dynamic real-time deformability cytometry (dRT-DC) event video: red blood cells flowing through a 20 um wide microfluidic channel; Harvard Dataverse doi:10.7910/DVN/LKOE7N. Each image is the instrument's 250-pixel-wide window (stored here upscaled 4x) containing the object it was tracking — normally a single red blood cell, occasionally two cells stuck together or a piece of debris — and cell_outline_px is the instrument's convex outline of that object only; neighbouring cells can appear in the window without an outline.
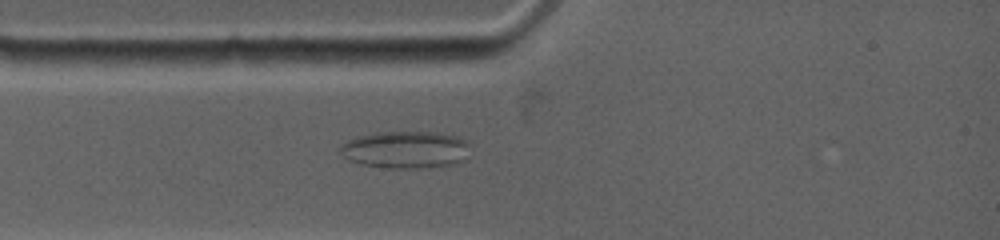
{"species": "common noctule bat (a hibernating species)", "species_latin": "Nyctalus noctula", "temperature_condition": "warm", "stored_images_in_passage": 9, "camera_frame_rate_fps": 4500, "um_per_image_px": 0.085, "animal": {"sex": "female", "body_mass_g": 19.0, "forearm_length_mm": 53.3}, "frame": {"image": 1, "passage_image": 6, "time_ms": 2.222, "image_size_px": [1000, 240], "cell_outline_px": [[468, 144], [464, 160], [452, 164], [420, 168], [392, 168], [360, 164], [348, 160], [340, 152], [340, 144], [356, 136], [372, 132], [436, 132], [456, 136], [468, 140]], "centroid_in_image_um": [34.43, 12.71], "position_along_channel_um": 50.6, "area_um2": 28.21}}
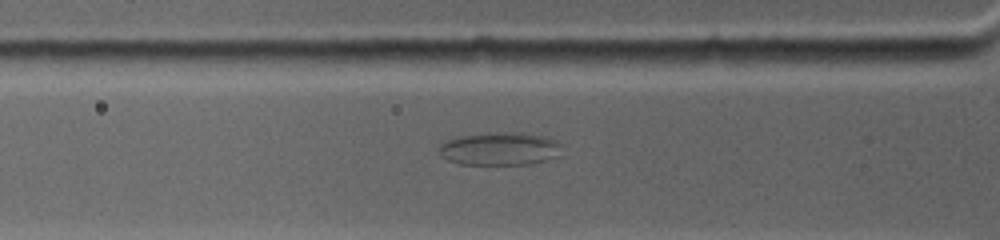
{"frame": {"image": 2, "passage_image": 8, "time_ms": 3.111, "image_size_px": [1000, 240], "cell_outline_px": [[560, 156], [548, 160], [524, 164], [460, 164], [448, 160], [440, 156], [440, 144], [448, 140], [460, 136], [488, 132], [524, 132], [548, 136], [556, 140], [560, 144]], "centroid_in_image_um": [42.52, 12.63], "position_along_channel_um": 83.3, "area_um2": 23.87}}